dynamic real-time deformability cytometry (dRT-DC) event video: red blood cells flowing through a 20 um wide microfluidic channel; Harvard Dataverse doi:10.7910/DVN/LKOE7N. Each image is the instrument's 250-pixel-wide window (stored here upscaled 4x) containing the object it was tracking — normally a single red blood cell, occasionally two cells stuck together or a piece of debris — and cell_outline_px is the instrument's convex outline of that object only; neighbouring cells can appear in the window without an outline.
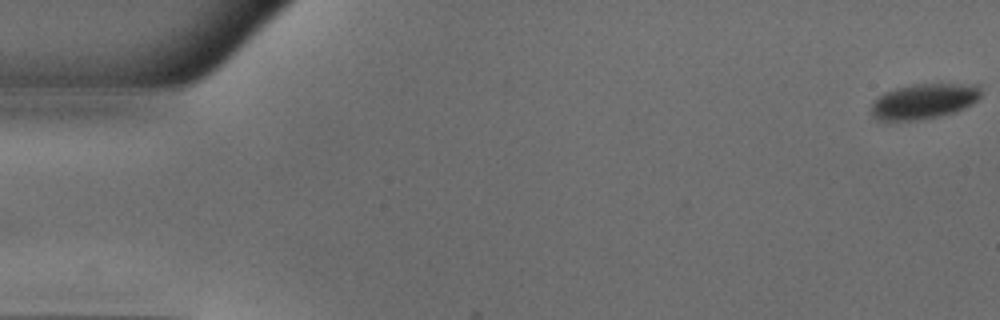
{"species": "common noctule bat (a hibernating species)", "species_latin": "Nyctalus noctula", "temperature_condition": "warm", "stored_images_in_passage": 51, "camera_frame_rate_fps": 3000, "um_per_image_px": 0.085, "animal": {"sex": "male", "body_mass_g": 18.8}, "frame": {"image": 1, "passage_image": 1, "time_ms": 0.0, "image_size_px": [1000, 320], "cell_outline_px": [[980, 96], [972, 104], [956, 112], [940, 116], [916, 120], [876, 120], [872, 116], [872, 100], [876, 96], [884, 92], [896, 88], [912, 84], [980, 84]], "centroid_in_image_um": [78.51, 8.6], "position_along_channel_um": 6.5, "area_um2": 22.72}}
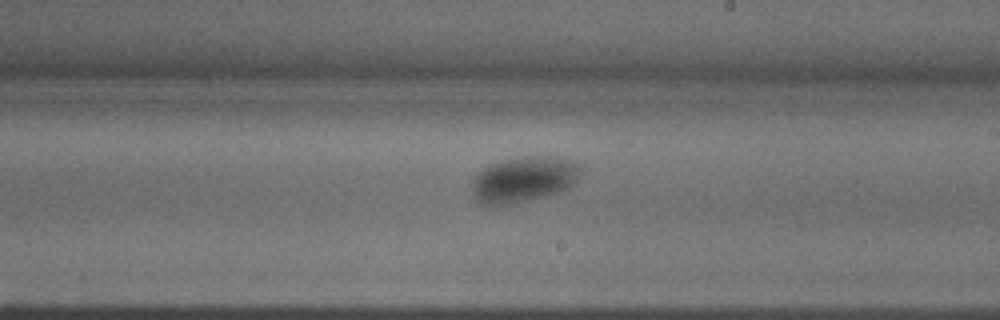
{"frame": {"image": 2, "passage_image": 30, "time_ms": 9.667, "image_size_px": [1000, 320], "cell_outline_px": [[580, 168], [576, 180], [568, 188], [560, 192], [512, 204], [492, 208], [480, 204], [476, 200], [472, 188], [472, 180], [484, 168], [492, 164], [504, 160], [528, 156], [544, 156], [564, 160], [576, 164]], "centroid_in_image_um": [44.43, 15.3], "position_along_channel_um": 244.6, "area_um2": 28.55}}
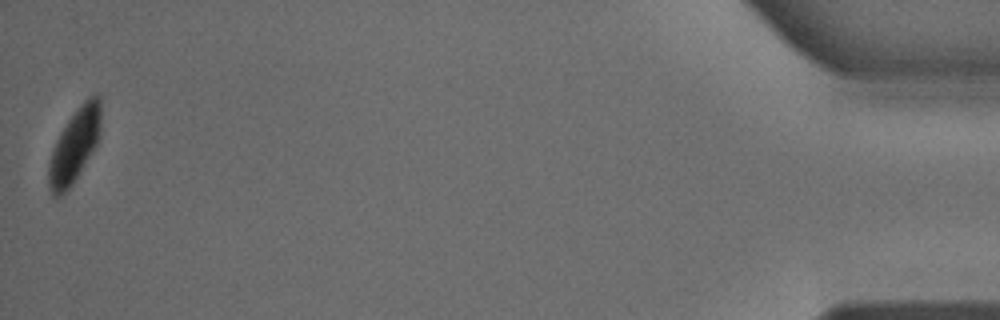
{"frame": {"image": 3, "passage_image": 51, "time_ms": 16.667, "image_size_px": [1000, 320], "cell_outline_px": [[100, 136], [96, 144], [72, 184], [60, 196], [52, 196], [48, 188], [48, 164], [52, 148], [60, 132], [68, 120], [80, 104], [92, 92], [100, 92]], "centroid_in_image_um": [6.32, 12.32], "position_along_channel_um": 428.9, "area_um2": 22.43}, "authors_computed_cell_mechanics": {"area_um2": 26.1256, "velocity_mm_per_s": 3.9736, "shape_relaxation_time_tau1_ms": 2.6659, "shape_relaxation_time_tau2_ms": null, "deformation_change_tau1": 0.0962, "deformation_change_tau2": null}}